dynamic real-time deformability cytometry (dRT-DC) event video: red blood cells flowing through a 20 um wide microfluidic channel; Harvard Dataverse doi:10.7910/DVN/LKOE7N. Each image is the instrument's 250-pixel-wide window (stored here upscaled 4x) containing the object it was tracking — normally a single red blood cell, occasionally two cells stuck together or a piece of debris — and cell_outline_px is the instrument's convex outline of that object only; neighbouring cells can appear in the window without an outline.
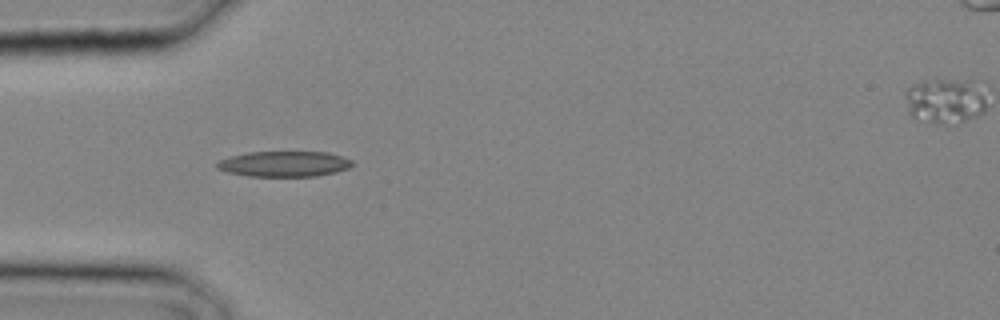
{"species": "common noctule bat (a hibernating species)", "species_latin": "Nyctalus noctula", "temperature_condition": "cold", "stored_images_in_passage": 21, "camera_frame_rate_fps": 3000, "um_per_image_px": 0.085, "animal": {"sex": "male", "body_mass_g": 20.4}, "frame": {"image": 1, "passage_image": 1, "time_ms": 0.0, "image_size_px": [1000, 320], "cell_outline_px": [[356, 164], [348, 168], [336, 172], [316, 176], [248, 176], [224, 172], [216, 168], [216, 164], [220, 160], [232, 156], [248, 152], [328, 152], [352, 160]], "centroid_in_image_um": [24.16, 13.94], "position_along_channel_um": 60.8, "area_um2": 20.17}}
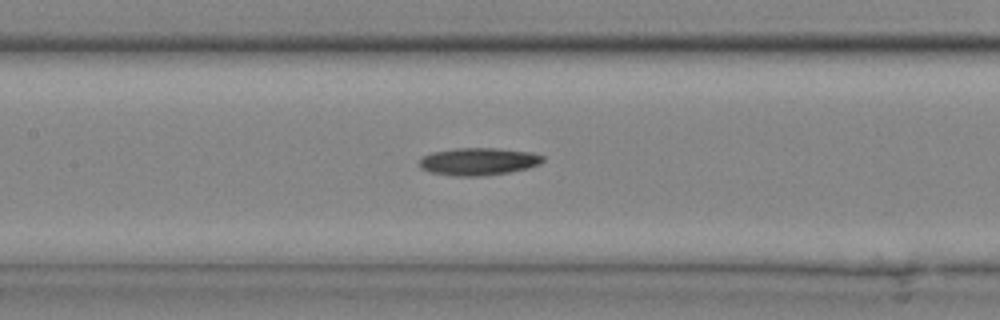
{"frame": {"image": 2, "passage_image": 6, "time_ms": 1.667, "image_size_px": [1000, 320], "cell_outline_px": [[544, 160], [540, 164], [528, 168], [508, 172], [484, 176], [452, 176], [432, 172], [420, 168], [420, 160], [424, 156], [432, 152], [456, 148], [496, 148], [532, 152], [544, 156]], "centroid_in_image_um": [40.69, 13.72], "position_along_channel_um": 166.7, "area_um2": 19.77}}
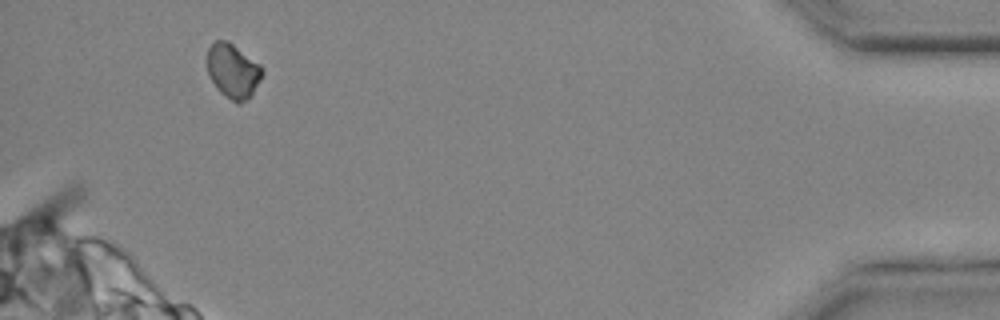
{"frame": {"image": 3, "passage_image": 20, "time_ms": 6.333, "image_size_px": [1000, 320], "cell_outline_px": [[264, 72], [260, 80], [248, 100], [240, 104], [236, 104], [220, 92], [216, 88], [208, 72], [208, 48], [216, 40], [228, 40], [260, 64], [264, 68]], "centroid_in_image_um": [19.83, 6.04], "position_along_channel_um": 415.4, "area_um2": 17.51}}